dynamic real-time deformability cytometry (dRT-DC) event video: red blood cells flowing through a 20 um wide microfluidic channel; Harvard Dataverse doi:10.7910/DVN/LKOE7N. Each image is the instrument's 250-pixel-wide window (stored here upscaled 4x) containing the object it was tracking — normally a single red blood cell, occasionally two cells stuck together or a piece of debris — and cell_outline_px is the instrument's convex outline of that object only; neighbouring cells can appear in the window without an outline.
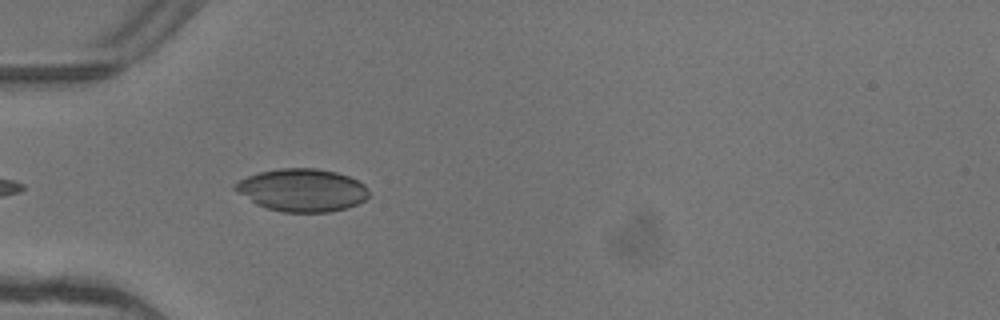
{"species": "common noctule bat (a hibernating species)", "species_latin": "Nyctalus noctula", "temperature_condition": "warm", "stored_images_in_passage": 5, "camera_frame_rate_fps": 3000, "um_per_image_px": 0.085, "animal": {"sex": "female"}, "frame": {"image": 1, "passage_image": 5, "time_ms": 1.333, "image_size_px": [1000, 320], "cell_outline_px": [[368, 196], [364, 200], [356, 204], [332, 212], [284, 212], [264, 208], [256, 204], [232, 188], [232, 184], [248, 176], [260, 172], [280, 168], [316, 168], [336, 172], [348, 176], [364, 184], [368, 192]], "centroid_in_image_um": [25.65, 16.16], "position_along_channel_um": 59.3, "area_um2": 33.18}}